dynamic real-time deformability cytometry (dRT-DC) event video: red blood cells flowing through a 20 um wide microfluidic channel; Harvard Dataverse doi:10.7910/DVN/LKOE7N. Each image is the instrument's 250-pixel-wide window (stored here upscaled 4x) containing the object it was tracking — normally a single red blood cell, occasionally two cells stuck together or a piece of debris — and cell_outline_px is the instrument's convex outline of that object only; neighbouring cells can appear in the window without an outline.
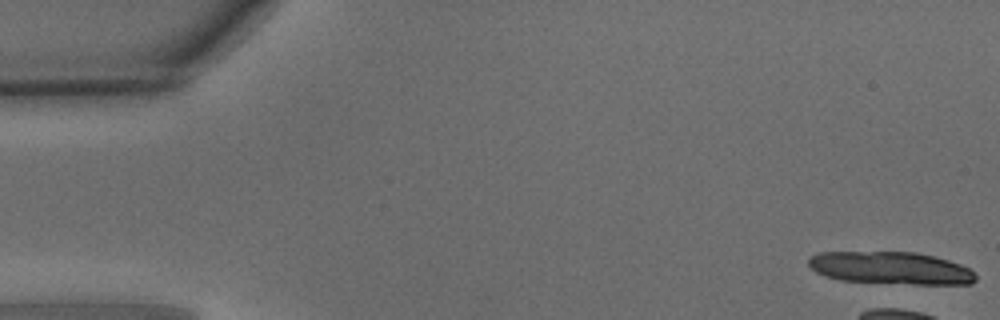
{"species": "common noctule bat (a hibernating species)", "species_latin": "Nyctalus noctula", "temperature_condition": "warm", "stored_images_in_passage": 7, "camera_frame_rate_fps": 3000, "um_per_image_px": 0.085, "animal": {"sex": "male", "body_mass_g": 15.6}, "frame": {"image": 1, "passage_image": 1, "time_ms": 0.0, "image_size_px": [1000, 320], "cell_outline_px": [[976, 280], [972, 284], [912, 284], [840, 280], [824, 276], [816, 272], [808, 264], [808, 256], [820, 252], [916, 252], [948, 260], [960, 264], [968, 268], [976, 276]], "centroid_in_image_um": [75.68, 22.78], "position_along_channel_um": 9.3, "area_um2": 31.62}}